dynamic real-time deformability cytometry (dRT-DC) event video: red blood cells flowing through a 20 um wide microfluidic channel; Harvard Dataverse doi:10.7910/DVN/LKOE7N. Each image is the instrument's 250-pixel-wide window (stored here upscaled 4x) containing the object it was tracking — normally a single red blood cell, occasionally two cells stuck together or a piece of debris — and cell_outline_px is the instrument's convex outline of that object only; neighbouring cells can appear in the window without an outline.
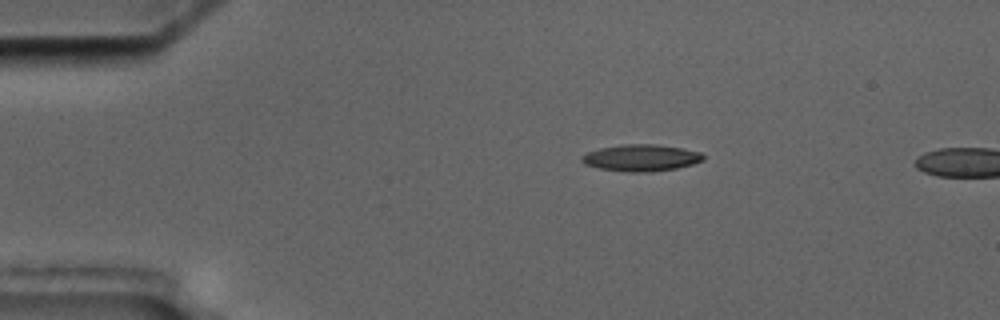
{"species": "common noctule bat (a hibernating species)", "species_latin": "Nyctalus noctula", "temperature_condition": "cold", "stored_images_in_passage": 2, "camera_frame_rate_fps": 3000, "um_per_image_px": 0.085, "animal": {"sex": "male", "body_mass_g": 17.5, "forearm_length_mm": 52.3}, "frame": {"image": 1, "passage_image": 1, "time_ms": 0.0, "image_size_px": [1000, 320], "cell_outline_px": [[704, 160], [692, 164], [676, 168], [652, 172], [628, 172], [600, 168], [584, 164], [580, 160], [580, 156], [588, 152], [600, 148], [620, 144], [656, 144], [684, 148], [700, 152], [704, 156]], "centroid_in_image_um": [54.49, 13.41], "position_along_channel_um": 30.5, "area_um2": 19.02}}